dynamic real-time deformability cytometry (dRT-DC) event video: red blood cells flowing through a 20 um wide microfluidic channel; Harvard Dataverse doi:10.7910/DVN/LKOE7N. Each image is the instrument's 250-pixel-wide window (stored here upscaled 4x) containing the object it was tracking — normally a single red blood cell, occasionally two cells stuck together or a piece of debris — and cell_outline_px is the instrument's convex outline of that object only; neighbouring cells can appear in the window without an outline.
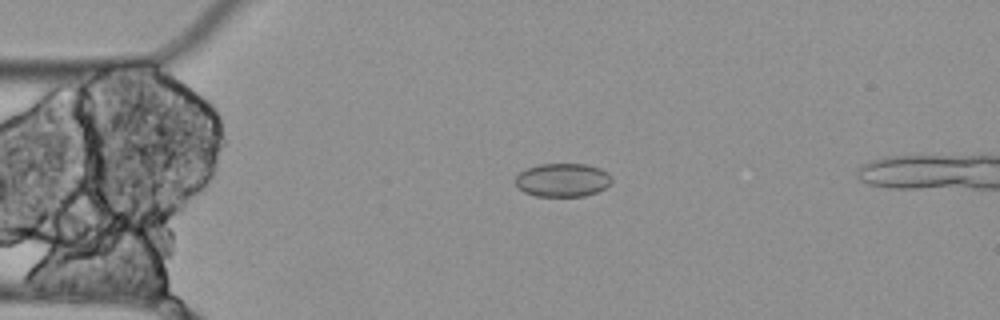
{"species": "Egyptian fruit bat (a non-hibernating species)", "species_latin": "Rousettus aegyptiacus", "temperature_condition": "cold", "stored_images_in_passage": 6, "camera_frame_rate_fps": 3000, "um_per_image_px": 0.085, "animal": {"sex": "female"}, "frame": {"image": 1, "passage_image": 4, "time_ms": 1.0, "image_size_px": [1000, 320], "cell_outline_px": [[612, 184], [596, 192], [584, 196], [536, 196], [524, 192], [512, 180], [520, 172], [528, 168], [540, 164], [584, 164], [600, 168], [608, 172], [612, 180]], "centroid_in_image_um": [47.82, 15.3], "position_along_channel_um": 37.2, "area_um2": 18.84}}